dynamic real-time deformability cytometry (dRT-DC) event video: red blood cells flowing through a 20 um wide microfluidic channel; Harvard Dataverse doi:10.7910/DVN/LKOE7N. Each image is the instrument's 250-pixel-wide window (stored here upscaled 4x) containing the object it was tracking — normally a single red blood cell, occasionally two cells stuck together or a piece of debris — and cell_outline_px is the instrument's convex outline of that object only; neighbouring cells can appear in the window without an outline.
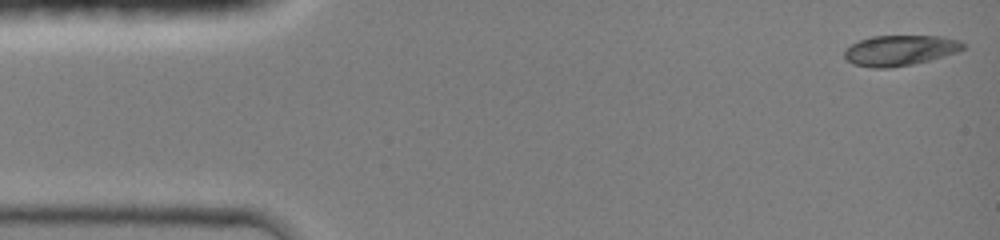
{"species": "common noctule bat (a hibernating species)", "species_latin": "Nyctalus noctula", "temperature_condition": "room temperature", "stored_images_in_passage": 28, "camera_frame_rate_fps": 3000, "um_per_image_px": 0.085, "animal": {"sex": "female", "body_mass_g": 19.0, "forearm_length_mm": 51.5}, "frame": {"image": 1, "passage_image": 1, "time_ms": 0.0, "image_size_px": [1000, 240], "cell_outline_px": [[968, 44], [960, 52], [912, 64], [888, 68], [872, 68], [852, 64], [844, 56], [844, 52], [852, 44], [860, 40], [872, 36], [944, 36], [960, 40]], "centroid_in_image_um": [76.56, 4.28], "position_along_channel_um": 8.4, "area_um2": 21.15}}
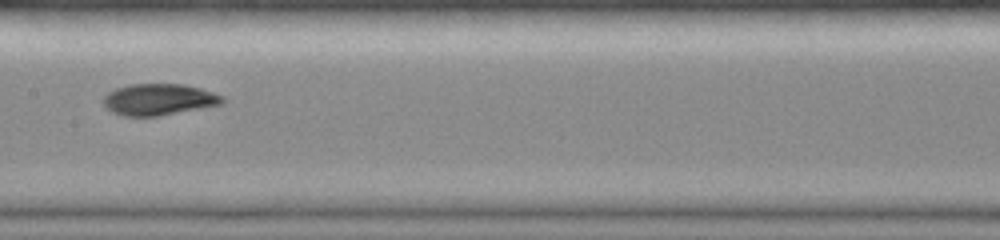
{"frame": {"image": 2, "passage_image": 15, "time_ms": 7.0, "image_size_px": [1000, 240], "cell_outline_px": [[228, 100], [224, 104], [156, 116], [124, 116], [112, 112], [104, 104], [104, 96], [108, 92], [116, 88], [132, 84], [184, 84], [200, 88], [224, 96]], "centroid_in_image_um": [13.55, 8.45], "position_along_channel_um": 193.9, "area_um2": 21.79}}
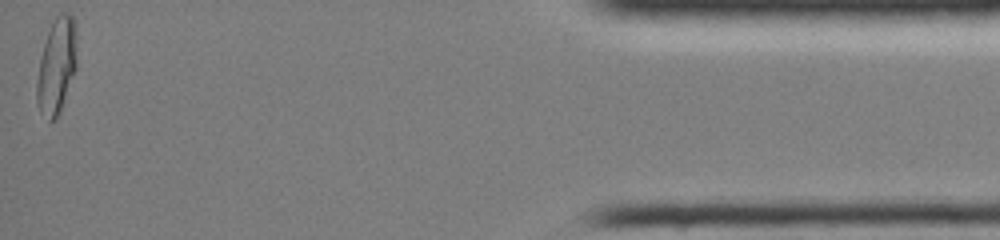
{"frame": {"image": 3, "passage_image": 28, "time_ms": 14.333, "image_size_px": [1000, 240], "cell_outline_px": [[76, 68], [60, 112], [48, 124], [40, 112], [36, 100], [36, 80], [40, 56], [48, 32], [56, 16], [60, 12], [68, 12], [76, 20]], "centroid_in_image_um": [4.8, 5.6], "position_along_channel_um": 430.4, "area_um2": 22.6}, "authors_computed_cell_mechanics": {"area_um2": 21.1548, "velocity_mm_per_s": 4.2558, "shape_relaxation_time_tau1_ms": 7.383, "shape_relaxation_time_tau2_ms": 1.7134, "deformation_change_tau1": 0.2591, "deformation_change_tau2": 0.0362}}